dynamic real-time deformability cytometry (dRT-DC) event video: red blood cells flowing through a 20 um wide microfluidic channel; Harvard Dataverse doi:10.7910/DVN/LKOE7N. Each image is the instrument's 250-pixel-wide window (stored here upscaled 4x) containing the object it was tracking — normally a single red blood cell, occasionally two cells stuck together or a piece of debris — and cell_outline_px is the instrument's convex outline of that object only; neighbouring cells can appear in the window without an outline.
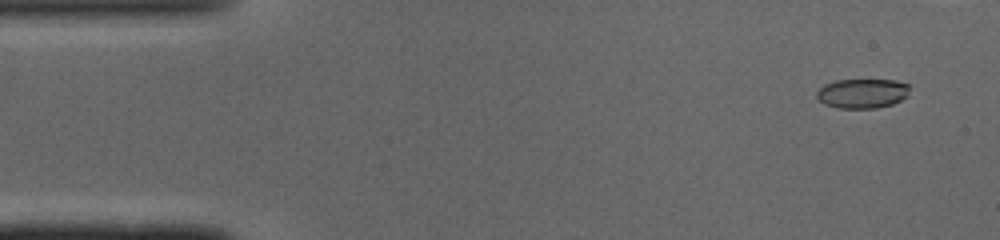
{"species": "common noctule bat (a hibernating species)", "species_latin": "Nyctalus noctula", "temperature_condition": "cold", "stored_images_in_passage": 39, "camera_frame_rate_fps": 3000, "um_per_image_px": 0.085, "animal": {"sex": "male", "body_mass_g": 19.0, "forearm_length_mm": 50.8}, "frame": {"image": 1, "passage_image": 3, "time_ms": 0.667, "image_size_px": [1000, 240], "cell_outline_px": [[908, 96], [892, 104], [876, 108], [840, 108], [824, 104], [816, 96], [816, 92], [824, 84], [836, 80], [896, 80], [908, 84]], "centroid_in_image_um": [73.29, 7.93], "position_along_channel_um": 11.7, "area_um2": 15.95}}
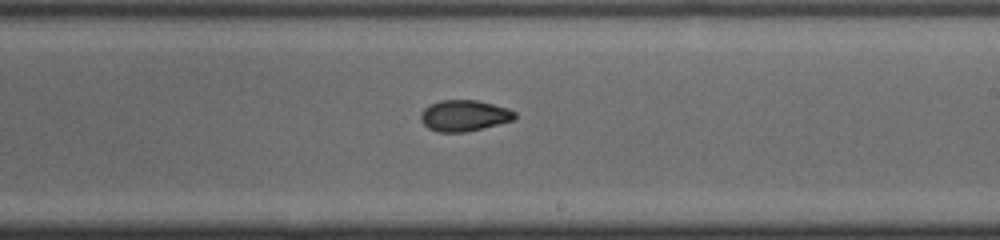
{"frame": {"image": 2, "passage_image": 28, "time_ms": 9.0, "image_size_px": [1000, 240], "cell_outline_px": [[516, 116], [512, 120], [464, 132], [440, 132], [428, 128], [420, 120], [420, 112], [424, 108], [440, 100], [476, 100], [508, 108], [516, 112]], "centroid_in_image_um": [39.42, 9.82], "position_along_channel_um": 249.6, "area_um2": 16.82}}
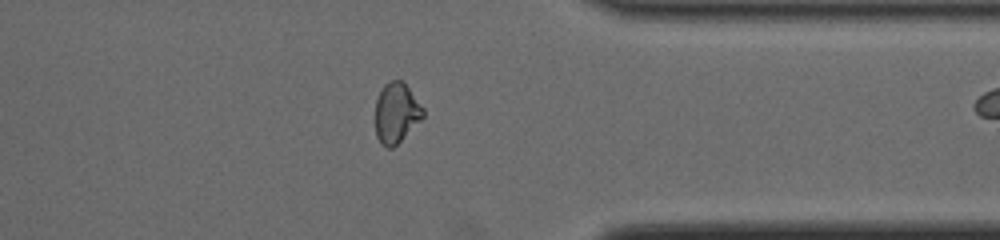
{"frame": {"image": 3, "passage_image": 38, "time_ms": 12.333, "image_size_px": [1000, 240], "cell_outline_px": [[424, 116], [392, 148], [388, 148], [380, 144], [376, 136], [376, 100], [384, 84], [392, 80], [400, 80], [408, 88], [424, 108]], "centroid_in_image_um": [33.67, 9.6], "position_along_channel_um": 377.7, "area_um2": 16.42}}